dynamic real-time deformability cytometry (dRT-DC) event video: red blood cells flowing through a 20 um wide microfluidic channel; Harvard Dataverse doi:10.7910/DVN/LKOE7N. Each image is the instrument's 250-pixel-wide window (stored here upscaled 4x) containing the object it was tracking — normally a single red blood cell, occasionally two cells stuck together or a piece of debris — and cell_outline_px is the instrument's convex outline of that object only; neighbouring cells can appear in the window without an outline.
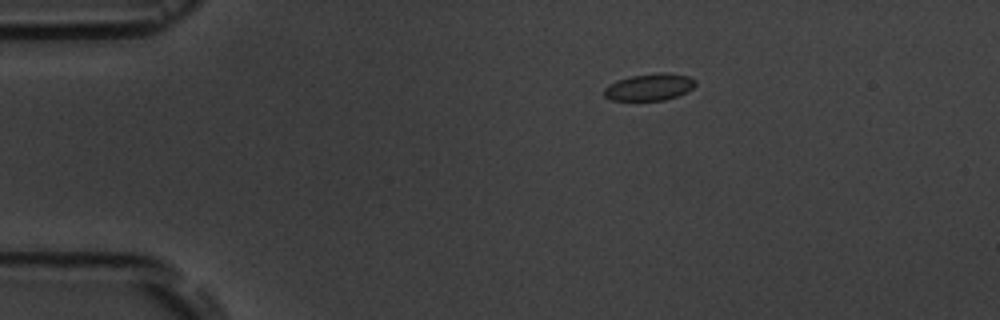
{"species": "common noctule bat (a hibernating species)", "species_latin": "Nyctalus noctula", "temperature_condition": "room temperature", "stored_images_in_passage": 3, "camera_frame_rate_fps": 3000, "um_per_image_px": 0.085, "animal": {"sex": "male", "body_mass_g": 19.5, "forearm_length_mm": 54.6}, "frame": {"image": 1, "passage_image": 1, "time_ms": 0.0, "image_size_px": [1000, 320], "cell_outline_px": [[696, 84], [692, 88], [676, 96], [664, 100], [612, 100], [604, 96], [604, 88], [608, 84], [616, 80], [632, 76], [660, 72], [668, 72], [688, 76], [696, 80]], "centroid_in_image_um": [55.18, 7.39], "position_along_channel_um": 29.8, "area_um2": 14.28}}